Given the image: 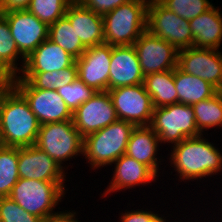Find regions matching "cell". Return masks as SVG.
Wrapping results in <instances>:
<instances>
[{
  "mask_svg": "<svg viewBox=\"0 0 222 222\" xmlns=\"http://www.w3.org/2000/svg\"><path fill=\"white\" fill-rule=\"evenodd\" d=\"M40 124L25 98L10 84L0 95V142L7 147L35 145Z\"/></svg>",
  "mask_w": 222,
  "mask_h": 222,
  "instance_id": "1",
  "label": "cell"
},
{
  "mask_svg": "<svg viewBox=\"0 0 222 222\" xmlns=\"http://www.w3.org/2000/svg\"><path fill=\"white\" fill-rule=\"evenodd\" d=\"M203 135L189 137L178 144L170 145L172 148L168 154L171 156L169 161L179 180H200L222 171V153Z\"/></svg>",
  "mask_w": 222,
  "mask_h": 222,
  "instance_id": "2",
  "label": "cell"
},
{
  "mask_svg": "<svg viewBox=\"0 0 222 222\" xmlns=\"http://www.w3.org/2000/svg\"><path fill=\"white\" fill-rule=\"evenodd\" d=\"M136 126L133 123L117 120L107 127L84 138L83 156L91 169L111 165L125 154L128 140ZM103 166V167H102Z\"/></svg>",
  "mask_w": 222,
  "mask_h": 222,
  "instance_id": "3",
  "label": "cell"
},
{
  "mask_svg": "<svg viewBox=\"0 0 222 222\" xmlns=\"http://www.w3.org/2000/svg\"><path fill=\"white\" fill-rule=\"evenodd\" d=\"M147 5L131 0L103 15L105 43L111 46L133 45L146 30Z\"/></svg>",
  "mask_w": 222,
  "mask_h": 222,
  "instance_id": "4",
  "label": "cell"
},
{
  "mask_svg": "<svg viewBox=\"0 0 222 222\" xmlns=\"http://www.w3.org/2000/svg\"><path fill=\"white\" fill-rule=\"evenodd\" d=\"M64 183L19 178L9 197L28 213L44 219L55 213L54 209L64 198Z\"/></svg>",
  "mask_w": 222,
  "mask_h": 222,
  "instance_id": "5",
  "label": "cell"
},
{
  "mask_svg": "<svg viewBox=\"0 0 222 222\" xmlns=\"http://www.w3.org/2000/svg\"><path fill=\"white\" fill-rule=\"evenodd\" d=\"M83 144L84 138L73 120H68L40 125L35 146L45 151L62 169H68L63 163L83 156Z\"/></svg>",
  "mask_w": 222,
  "mask_h": 222,
  "instance_id": "6",
  "label": "cell"
},
{
  "mask_svg": "<svg viewBox=\"0 0 222 222\" xmlns=\"http://www.w3.org/2000/svg\"><path fill=\"white\" fill-rule=\"evenodd\" d=\"M149 126L158 135L161 145H175L186 138L201 135L197 129L193 107L181 103L154 108Z\"/></svg>",
  "mask_w": 222,
  "mask_h": 222,
  "instance_id": "7",
  "label": "cell"
},
{
  "mask_svg": "<svg viewBox=\"0 0 222 222\" xmlns=\"http://www.w3.org/2000/svg\"><path fill=\"white\" fill-rule=\"evenodd\" d=\"M11 85L28 102L40 125L72 120V112L56 89H37L18 76L11 78Z\"/></svg>",
  "mask_w": 222,
  "mask_h": 222,
  "instance_id": "8",
  "label": "cell"
},
{
  "mask_svg": "<svg viewBox=\"0 0 222 222\" xmlns=\"http://www.w3.org/2000/svg\"><path fill=\"white\" fill-rule=\"evenodd\" d=\"M146 30L178 51L194 45L189 21L164 7L158 0L147 5Z\"/></svg>",
  "mask_w": 222,
  "mask_h": 222,
  "instance_id": "9",
  "label": "cell"
},
{
  "mask_svg": "<svg viewBox=\"0 0 222 222\" xmlns=\"http://www.w3.org/2000/svg\"><path fill=\"white\" fill-rule=\"evenodd\" d=\"M118 120L133 123L135 126H149L154 106L144 83L108 90Z\"/></svg>",
  "mask_w": 222,
  "mask_h": 222,
  "instance_id": "10",
  "label": "cell"
},
{
  "mask_svg": "<svg viewBox=\"0 0 222 222\" xmlns=\"http://www.w3.org/2000/svg\"><path fill=\"white\" fill-rule=\"evenodd\" d=\"M144 76L175 69L178 50L167 41L145 30L133 44Z\"/></svg>",
  "mask_w": 222,
  "mask_h": 222,
  "instance_id": "11",
  "label": "cell"
},
{
  "mask_svg": "<svg viewBox=\"0 0 222 222\" xmlns=\"http://www.w3.org/2000/svg\"><path fill=\"white\" fill-rule=\"evenodd\" d=\"M72 120L83 138L116 122L118 118L109 92H95L72 113Z\"/></svg>",
  "mask_w": 222,
  "mask_h": 222,
  "instance_id": "12",
  "label": "cell"
},
{
  "mask_svg": "<svg viewBox=\"0 0 222 222\" xmlns=\"http://www.w3.org/2000/svg\"><path fill=\"white\" fill-rule=\"evenodd\" d=\"M178 67L187 74L222 89V52L217 49L189 47L178 51Z\"/></svg>",
  "mask_w": 222,
  "mask_h": 222,
  "instance_id": "13",
  "label": "cell"
},
{
  "mask_svg": "<svg viewBox=\"0 0 222 222\" xmlns=\"http://www.w3.org/2000/svg\"><path fill=\"white\" fill-rule=\"evenodd\" d=\"M112 46L108 43L86 48L75 63L78 79L96 92L109 90V72Z\"/></svg>",
  "mask_w": 222,
  "mask_h": 222,
  "instance_id": "14",
  "label": "cell"
},
{
  "mask_svg": "<svg viewBox=\"0 0 222 222\" xmlns=\"http://www.w3.org/2000/svg\"><path fill=\"white\" fill-rule=\"evenodd\" d=\"M1 14L6 18L12 38L25 59L48 39L49 26L28 10L9 11Z\"/></svg>",
  "mask_w": 222,
  "mask_h": 222,
  "instance_id": "15",
  "label": "cell"
},
{
  "mask_svg": "<svg viewBox=\"0 0 222 222\" xmlns=\"http://www.w3.org/2000/svg\"><path fill=\"white\" fill-rule=\"evenodd\" d=\"M18 174L25 179L65 182L67 173L45 151L31 145L19 148Z\"/></svg>",
  "mask_w": 222,
  "mask_h": 222,
  "instance_id": "16",
  "label": "cell"
},
{
  "mask_svg": "<svg viewBox=\"0 0 222 222\" xmlns=\"http://www.w3.org/2000/svg\"><path fill=\"white\" fill-rule=\"evenodd\" d=\"M144 77L133 45L112 46L109 89L144 83Z\"/></svg>",
  "mask_w": 222,
  "mask_h": 222,
  "instance_id": "17",
  "label": "cell"
},
{
  "mask_svg": "<svg viewBox=\"0 0 222 222\" xmlns=\"http://www.w3.org/2000/svg\"><path fill=\"white\" fill-rule=\"evenodd\" d=\"M113 178L110 180L109 186L101 195L106 197L113 192L132 189V187L145 185L147 183L156 182L158 176L146 165L136 161L134 158L123 154L115 162Z\"/></svg>",
  "mask_w": 222,
  "mask_h": 222,
  "instance_id": "18",
  "label": "cell"
},
{
  "mask_svg": "<svg viewBox=\"0 0 222 222\" xmlns=\"http://www.w3.org/2000/svg\"><path fill=\"white\" fill-rule=\"evenodd\" d=\"M65 16L86 48L105 43L102 15L84 7L78 0H73Z\"/></svg>",
  "mask_w": 222,
  "mask_h": 222,
  "instance_id": "19",
  "label": "cell"
},
{
  "mask_svg": "<svg viewBox=\"0 0 222 222\" xmlns=\"http://www.w3.org/2000/svg\"><path fill=\"white\" fill-rule=\"evenodd\" d=\"M75 58L50 39L43 41L26 59L20 73L53 72L70 67Z\"/></svg>",
  "mask_w": 222,
  "mask_h": 222,
  "instance_id": "20",
  "label": "cell"
},
{
  "mask_svg": "<svg viewBox=\"0 0 222 222\" xmlns=\"http://www.w3.org/2000/svg\"><path fill=\"white\" fill-rule=\"evenodd\" d=\"M159 144V137L150 126H136L128 140L125 154L148 166L159 177Z\"/></svg>",
  "mask_w": 222,
  "mask_h": 222,
  "instance_id": "21",
  "label": "cell"
},
{
  "mask_svg": "<svg viewBox=\"0 0 222 222\" xmlns=\"http://www.w3.org/2000/svg\"><path fill=\"white\" fill-rule=\"evenodd\" d=\"M189 25L194 47L219 50L222 45V13L218 6H212L201 15L192 18Z\"/></svg>",
  "mask_w": 222,
  "mask_h": 222,
  "instance_id": "22",
  "label": "cell"
},
{
  "mask_svg": "<svg viewBox=\"0 0 222 222\" xmlns=\"http://www.w3.org/2000/svg\"><path fill=\"white\" fill-rule=\"evenodd\" d=\"M174 81L178 94V103L193 105L213 97L219 90L200 77L187 74L178 66L174 69Z\"/></svg>",
  "mask_w": 222,
  "mask_h": 222,
  "instance_id": "23",
  "label": "cell"
},
{
  "mask_svg": "<svg viewBox=\"0 0 222 222\" xmlns=\"http://www.w3.org/2000/svg\"><path fill=\"white\" fill-rule=\"evenodd\" d=\"M144 86L151 96L154 108L178 103L174 69L146 75Z\"/></svg>",
  "mask_w": 222,
  "mask_h": 222,
  "instance_id": "24",
  "label": "cell"
},
{
  "mask_svg": "<svg viewBox=\"0 0 222 222\" xmlns=\"http://www.w3.org/2000/svg\"><path fill=\"white\" fill-rule=\"evenodd\" d=\"M21 59V66L17 67ZM25 58L20 54L16 42L10 33L6 18L0 14V68L11 78L22 71Z\"/></svg>",
  "mask_w": 222,
  "mask_h": 222,
  "instance_id": "25",
  "label": "cell"
},
{
  "mask_svg": "<svg viewBox=\"0 0 222 222\" xmlns=\"http://www.w3.org/2000/svg\"><path fill=\"white\" fill-rule=\"evenodd\" d=\"M20 79L29 81L37 89L55 90L64 87L78 79L77 65L74 62L70 67L53 72L22 73Z\"/></svg>",
  "mask_w": 222,
  "mask_h": 222,
  "instance_id": "26",
  "label": "cell"
},
{
  "mask_svg": "<svg viewBox=\"0 0 222 222\" xmlns=\"http://www.w3.org/2000/svg\"><path fill=\"white\" fill-rule=\"evenodd\" d=\"M48 39L58 44L75 59L79 58L86 50L66 16L49 26Z\"/></svg>",
  "mask_w": 222,
  "mask_h": 222,
  "instance_id": "27",
  "label": "cell"
},
{
  "mask_svg": "<svg viewBox=\"0 0 222 222\" xmlns=\"http://www.w3.org/2000/svg\"><path fill=\"white\" fill-rule=\"evenodd\" d=\"M198 131H205L215 127L222 128V93L219 91L213 97L192 105Z\"/></svg>",
  "mask_w": 222,
  "mask_h": 222,
  "instance_id": "28",
  "label": "cell"
},
{
  "mask_svg": "<svg viewBox=\"0 0 222 222\" xmlns=\"http://www.w3.org/2000/svg\"><path fill=\"white\" fill-rule=\"evenodd\" d=\"M19 147L0 145V197H9L17 183Z\"/></svg>",
  "mask_w": 222,
  "mask_h": 222,
  "instance_id": "29",
  "label": "cell"
},
{
  "mask_svg": "<svg viewBox=\"0 0 222 222\" xmlns=\"http://www.w3.org/2000/svg\"><path fill=\"white\" fill-rule=\"evenodd\" d=\"M73 0H31L28 11L48 26L66 15L68 5Z\"/></svg>",
  "mask_w": 222,
  "mask_h": 222,
  "instance_id": "30",
  "label": "cell"
},
{
  "mask_svg": "<svg viewBox=\"0 0 222 222\" xmlns=\"http://www.w3.org/2000/svg\"><path fill=\"white\" fill-rule=\"evenodd\" d=\"M164 7L176 13L179 17L190 21L208 9L213 4L209 0H158Z\"/></svg>",
  "mask_w": 222,
  "mask_h": 222,
  "instance_id": "31",
  "label": "cell"
},
{
  "mask_svg": "<svg viewBox=\"0 0 222 222\" xmlns=\"http://www.w3.org/2000/svg\"><path fill=\"white\" fill-rule=\"evenodd\" d=\"M56 90L72 113L96 92L79 79Z\"/></svg>",
  "mask_w": 222,
  "mask_h": 222,
  "instance_id": "32",
  "label": "cell"
},
{
  "mask_svg": "<svg viewBox=\"0 0 222 222\" xmlns=\"http://www.w3.org/2000/svg\"><path fill=\"white\" fill-rule=\"evenodd\" d=\"M41 220L25 211L10 197H0V222H41Z\"/></svg>",
  "mask_w": 222,
  "mask_h": 222,
  "instance_id": "33",
  "label": "cell"
},
{
  "mask_svg": "<svg viewBox=\"0 0 222 222\" xmlns=\"http://www.w3.org/2000/svg\"><path fill=\"white\" fill-rule=\"evenodd\" d=\"M125 210V213H121L122 215L120 216V221L121 222H165L166 219L164 218V216H160V214L158 215L155 212H152L151 210L148 211V209H146L144 211L141 209H137V210H131V211H127ZM164 218V219H163Z\"/></svg>",
  "mask_w": 222,
  "mask_h": 222,
  "instance_id": "34",
  "label": "cell"
},
{
  "mask_svg": "<svg viewBox=\"0 0 222 222\" xmlns=\"http://www.w3.org/2000/svg\"><path fill=\"white\" fill-rule=\"evenodd\" d=\"M84 7L91 9L93 12L104 15L111 12L121 4L131 0H78Z\"/></svg>",
  "mask_w": 222,
  "mask_h": 222,
  "instance_id": "35",
  "label": "cell"
},
{
  "mask_svg": "<svg viewBox=\"0 0 222 222\" xmlns=\"http://www.w3.org/2000/svg\"><path fill=\"white\" fill-rule=\"evenodd\" d=\"M31 0H2L0 3V14L9 11L27 10Z\"/></svg>",
  "mask_w": 222,
  "mask_h": 222,
  "instance_id": "36",
  "label": "cell"
},
{
  "mask_svg": "<svg viewBox=\"0 0 222 222\" xmlns=\"http://www.w3.org/2000/svg\"><path fill=\"white\" fill-rule=\"evenodd\" d=\"M76 214L77 213L73 210H65V212L59 211L57 213L55 212L46 216L44 219L41 220V222H80L76 218Z\"/></svg>",
  "mask_w": 222,
  "mask_h": 222,
  "instance_id": "37",
  "label": "cell"
},
{
  "mask_svg": "<svg viewBox=\"0 0 222 222\" xmlns=\"http://www.w3.org/2000/svg\"><path fill=\"white\" fill-rule=\"evenodd\" d=\"M11 84V77L0 68V95Z\"/></svg>",
  "mask_w": 222,
  "mask_h": 222,
  "instance_id": "38",
  "label": "cell"
},
{
  "mask_svg": "<svg viewBox=\"0 0 222 222\" xmlns=\"http://www.w3.org/2000/svg\"><path fill=\"white\" fill-rule=\"evenodd\" d=\"M144 1H146L147 3H150V2L157 1V0H144Z\"/></svg>",
  "mask_w": 222,
  "mask_h": 222,
  "instance_id": "39",
  "label": "cell"
}]
</instances>
